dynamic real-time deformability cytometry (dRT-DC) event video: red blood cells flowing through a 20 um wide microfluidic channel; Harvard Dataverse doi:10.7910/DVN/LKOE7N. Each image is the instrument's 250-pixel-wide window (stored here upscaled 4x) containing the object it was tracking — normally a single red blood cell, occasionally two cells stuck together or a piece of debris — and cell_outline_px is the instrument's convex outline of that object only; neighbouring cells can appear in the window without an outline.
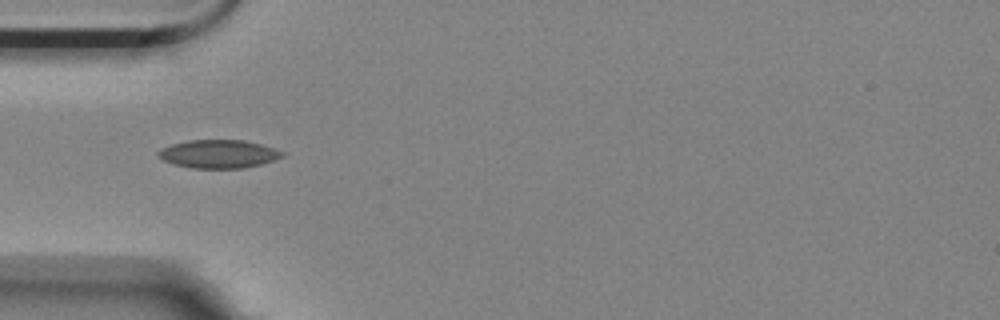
{"species": "Egyptian fruit bat (a non-hibernating species)", "species_latin": "Rousettus aegyptiacus", "temperature_condition": "room temperature", "stored_images_in_passage": 3, "camera_frame_rate_fps": 3000, "um_per_image_px": 0.085, "animal": {"sex": "female"}, "frame": {"image": 1, "passage_image": 2, "time_ms": 0.333, "image_size_px": [1000, 320], "cell_outline_px": [[284, 156], [260, 164], [244, 168], [192, 168], [176, 164], [164, 160], [156, 152], [160, 148], [172, 144], [188, 140], [244, 140], [260, 144], [284, 152]], "centroid_in_image_um": [18.56, 13.08], "position_along_channel_um": 66.4, "area_um2": 20.17}}
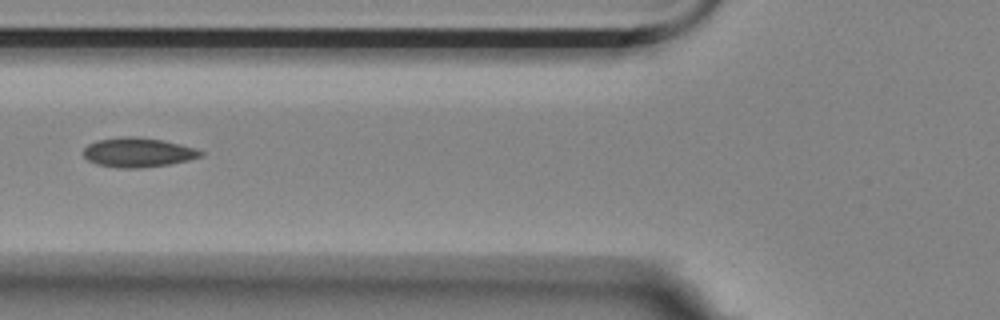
{"frame": {"image": 2, "passage_image": 3, "time_ms": 0.667, "image_size_px": [1000, 320], "cell_outline_px": [[204, 156], [188, 160], [168, 164], [140, 168], [116, 168], [96, 164], [88, 160], [84, 156], [84, 148], [88, 144], [96, 140], [124, 136], [136, 136], [160, 140], [192, 148], [204, 152]], "centroid_in_image_um": [11.68, 12.96], "position_along_channel_um": 114.1, "area_um2": 19.94}}